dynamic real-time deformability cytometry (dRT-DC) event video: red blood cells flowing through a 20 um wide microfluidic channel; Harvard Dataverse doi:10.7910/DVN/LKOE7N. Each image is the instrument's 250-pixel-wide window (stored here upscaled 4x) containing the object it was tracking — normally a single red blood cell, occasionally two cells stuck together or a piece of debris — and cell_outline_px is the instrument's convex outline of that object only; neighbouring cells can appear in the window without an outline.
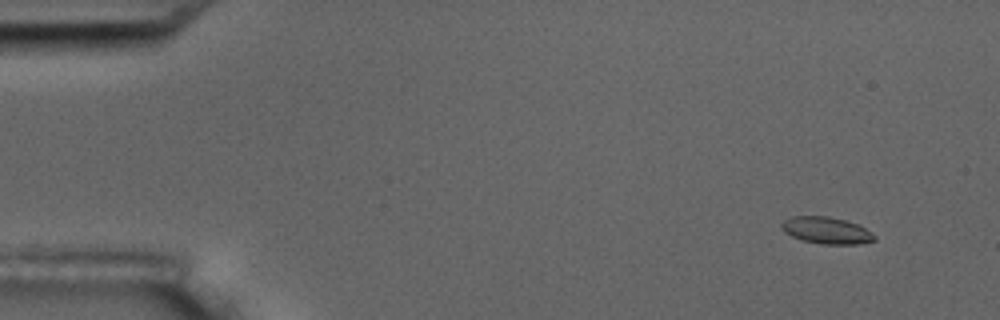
{"species": "common noctule bat (a hibernating species)", "species_latin": "Nyctalus noctula", "temperature_condition": "room temperature", "stored_images_in_passage": 8, "camera_frame_rate_fps": 3000, "um_per_image_px": 0.085, "animal": {"sex": "male", "body_mass_g": 17.5, "forearm_length_mm": 52.3}, "frame": {"image": 1, "passage_image": 1, "time_ms": 0.0, "image_size_px": [1000, 320], "cell_outline_px": [[876, 240], [856, 244], [820, 244], [800, 240], [784, 232], [780, 228], [780, 224], [784, 220], [792, 216], [828, 216], [860, 224], [872, 232], [876, 236]], "centroid_in_image_um": [70.24, 19.58], "position_along_channel_um": 14.8, "area_um2": 14.74}}
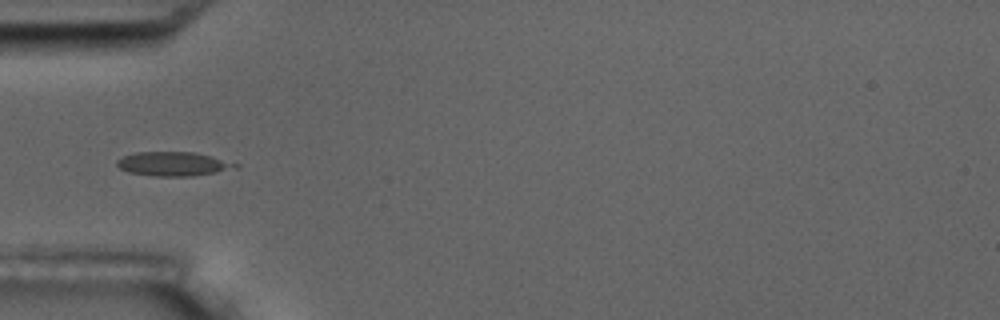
{"frame": {"image": 2, "passage_image": 5, "time_ms": 4.667, "image_size_px": [1000, 320], "cell_outline_px": [[240, 164], [236, 168], [216, 172], [192, 176], [156, 176], [128, 172], [120, 168], [116, 164], [116, 160], [124, 156], [136, 152], [196, 152], [212, 156]], "centroid_in_image_um": [14.74, 13.92], "position_along_channel_um": 70.3, "area_um2": 16.59}}
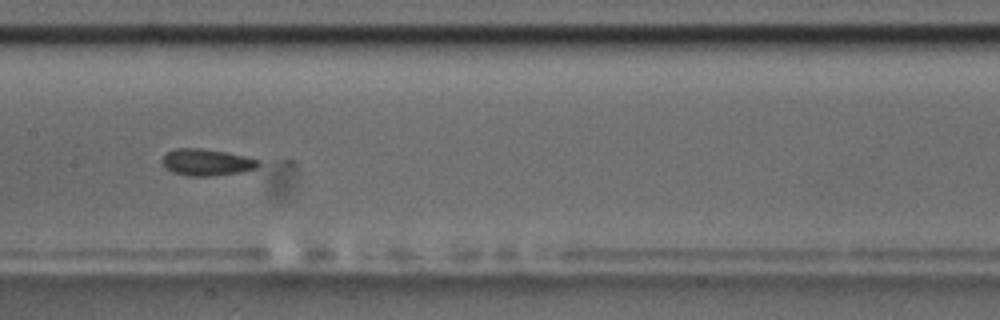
{"frame": {"image": 3, "passage_image": 8, "time_ms": 8.0, "image_size_px": [1000, 320], "cell_outline_px": [[260, 164], [256, 168], [240, 172], [208, 176], [188, 176], [172, 172], [164, 168], [160, 160], [168, 152], [176, 148], [200, 148], [224, 152], [244, 156], [260, 160]], "centroid_in_image_um": [17.52, 13.8], "position_along_channel_um": 189.9, "area_um2": 14.91}}